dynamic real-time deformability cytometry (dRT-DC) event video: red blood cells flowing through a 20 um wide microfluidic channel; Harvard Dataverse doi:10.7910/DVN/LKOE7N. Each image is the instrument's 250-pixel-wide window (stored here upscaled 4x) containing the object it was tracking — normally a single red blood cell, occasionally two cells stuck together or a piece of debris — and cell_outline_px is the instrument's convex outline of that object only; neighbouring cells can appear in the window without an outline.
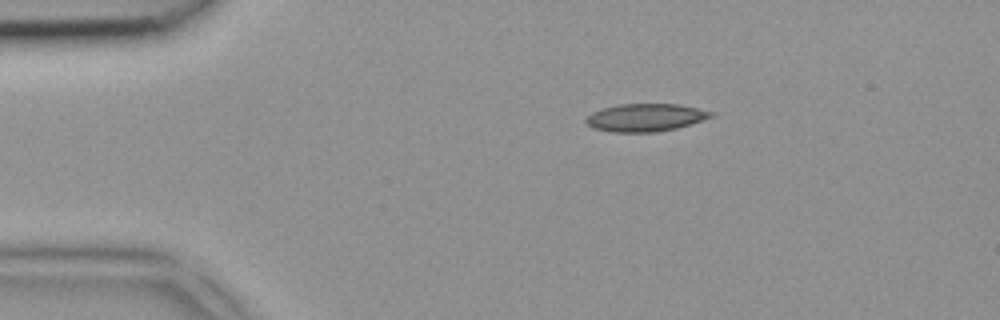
{"species": "common noctule bat (a hibernating species)", "species_latin": "Nyctalus noctula", "temperature_condition": "room temperature", "stored_images_in_passage": 2, "camera_frame_rate_fps": 3000, "um_per_image_px": 0.085, "animal": {"sex": "female", "body_mass_g": 18.4}, "frame": {"image": 1, "passage_image": 1, "time_ms": 0.0, "image_size_px": [1000, 320], "cell_outline_px": [[716, 116], [692, 124], [676, 128], [656, 132], [612, 132], [592, 128], [584, 120], [592, 112], [600, 108], [620, 104], [680, 104], [712, 112]], "centroid_in_image_um": [54.86, 9.99], "position_along_channel_um": 30.1, "area_um2": 20.35}}